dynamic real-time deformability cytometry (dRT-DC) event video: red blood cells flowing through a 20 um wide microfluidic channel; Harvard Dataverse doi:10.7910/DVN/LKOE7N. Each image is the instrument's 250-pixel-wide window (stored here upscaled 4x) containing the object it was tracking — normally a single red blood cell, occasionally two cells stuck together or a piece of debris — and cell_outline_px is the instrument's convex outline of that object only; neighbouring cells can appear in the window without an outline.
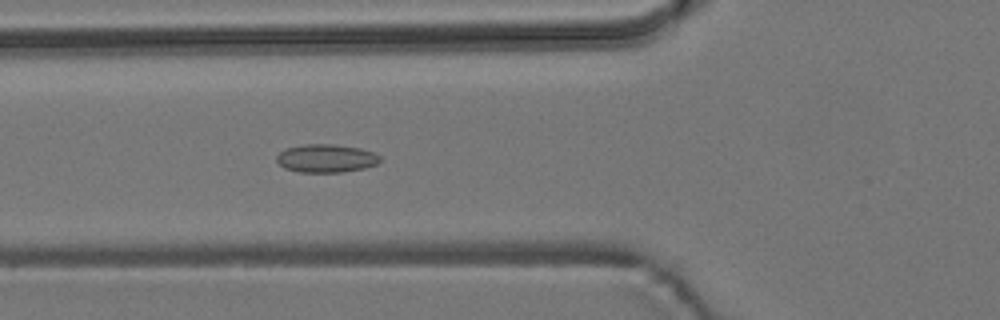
{"species": "common noctule bat (a hibernating species)", "species_latin": "Nyctalus noctula", "temperature_condition": "room temperature", "stored_images_in_passage": 4, "camera_frame_rate_fps": 3000, "um_per_image_px": 0.085, "animal": {"sex": "male", "body_mass_g": 19.2, "forearm_length_mm": 51.8}, "frame": {"image": 1, "passage_image": 4, "time_ms": 3.333, "image_size_px": [1000, 320], "cell_outline_px": [[380, 160], [376, 164], [364, 168], [340, 172], [300, 172], [284, 168], [276, 160], [276, 156], [284, 148], [304, 144], [336, 144], [360, 148], [372, 152], [380, 156]], "centroid_in_image_um": [27.69, 13.45], "position_along_channel_um": 98.1, "area_um2": 16.99}}